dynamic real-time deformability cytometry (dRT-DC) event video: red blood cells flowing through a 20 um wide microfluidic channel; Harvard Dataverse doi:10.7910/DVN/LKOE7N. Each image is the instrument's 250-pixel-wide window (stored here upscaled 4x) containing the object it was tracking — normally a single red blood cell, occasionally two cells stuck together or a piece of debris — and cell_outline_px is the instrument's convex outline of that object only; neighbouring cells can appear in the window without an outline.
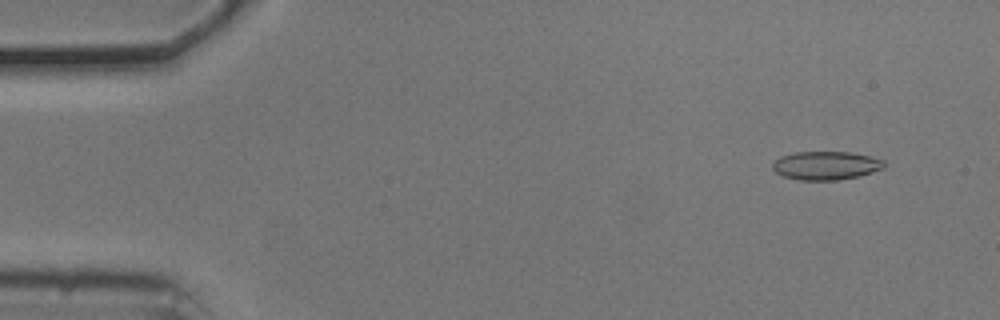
{"species": "common noctule bat (a hibernating species)", "species_latin": "Nyctalus noctula", "temperature_condition": "cold", "stored_images_in_passage": 54, "camera_frame_rate_fps": 3000, "um_per_image_px": 0.085, "animal": {"sex": "male", "body_mass_g": 20.5, "forearm_length_mm": 52.5}, "frame": {"image": 1, "passage_image": 4, "time_ms": 1.0, "image_size_px": [1000, 320], "cell_outline_px": [[884, 168], [860, 176], [836, 180], [800, 180], [784, 176], [776, 172], [772, 168], [772, 164], [780, 156], [796, 152], [848, 152], [868, 156], [884, 160]], "centroid_in_image_um": [70.19, 14.07], "position_along_channel_um": 14.8, "area_um2": 18.38}}
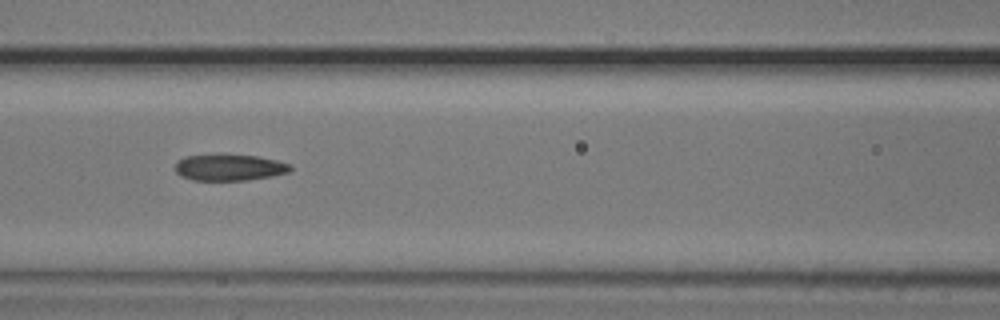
{"frame": {"image": 2, "passage_image": 23, "time_ms": 7.333, "image_size_px": [1000, 320], "cell_outline_px": [[292, 168], [288, 172], [272, 176], [248, 180], [192, 180], [180, 176], [176, 172], [176, 160], [184, 156], [220, 152], [224, 152], [256, 156], [276, 160], [288, 164]], "centroid_in_image_um": [19.42, 14.19], "position_along_channel_um": 147.2, "area_um2": 18.32}}
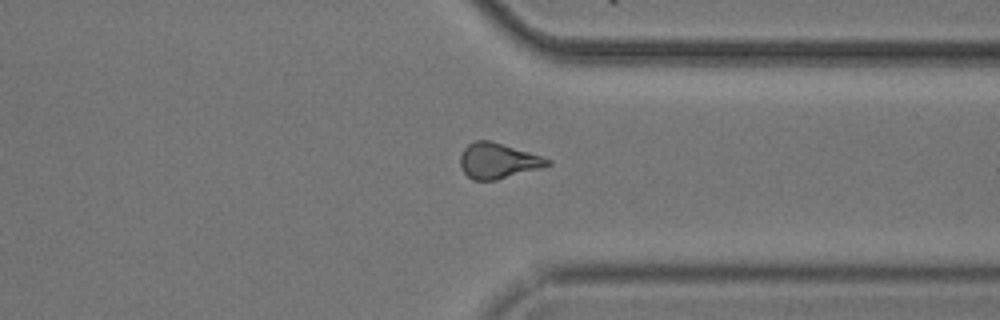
{"frame": {"image": 3, "passage_image": 41, "time_ms": 13.333, "image_size_px": [1000, 320], "cell_outline_px": [[552, 164], [540, 168], [496, 180], [472, 180], [464, 172], [460, 164], [460, 156], [464, 148], [468, 144], [476, 140], [488, 140], [528, 152], [552, 160]], "centroid_in_image_um": [42.31, 13.67], "position_along_channel_um": 369.1, "area_um2": 17.74}, "authors_computed_cell_mechanics": {"area_um2": 18.207, "velocity_mm_per_s": 3.7116, "shape_relaxation_time_tau1_ms": 5.1547, "shape_relaxation_time_tau2_ms": 2.511, "deformation_change_tau1": 0.1494, "deformation_change_tau2": 0.1034}}